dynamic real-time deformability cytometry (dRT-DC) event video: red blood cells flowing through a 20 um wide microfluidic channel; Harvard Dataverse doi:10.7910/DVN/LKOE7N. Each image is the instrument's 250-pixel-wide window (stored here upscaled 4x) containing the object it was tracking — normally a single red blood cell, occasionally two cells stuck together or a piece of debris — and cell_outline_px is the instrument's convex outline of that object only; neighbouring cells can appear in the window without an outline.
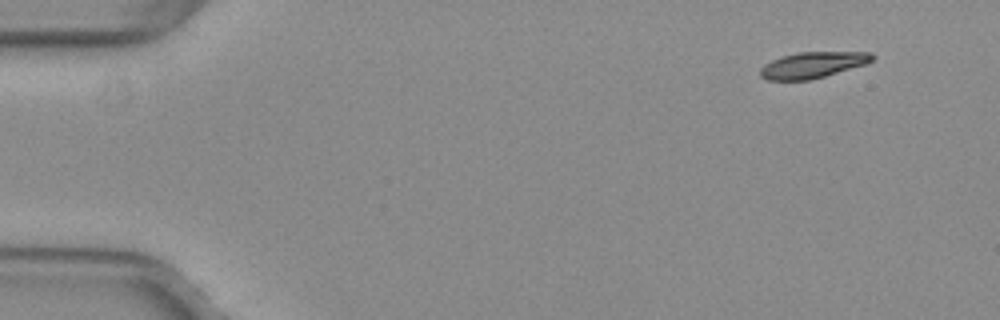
{"species": "common noctule bat (a hibernating species)", "species_latin": "Nyctalus noctula", "temperature_condition": "warm", "stored_images_in_passage": 49, "camera_frame_rate_fps": 3000, "um_per_image_px": 0.085, "animal": {"sex": "female", "body_mass_g": 29.2, "forearm_length_mm": 56.3}, "frame": {"image": 1, "passage_image": 1, "time_ms": 0.0, "image_size_px": [1000, 320], "cell_outline_px": [[876, 56], [872, 60], [864, 64], [824, 76], [808, 80], [768, 80], [760, 76], [760, 68], [764, 64], [780, 56], [800, 52], [872, 52]], "centroid_in_image_um": [69.05, 5.51], "position_along_channel_um": 16.0, "area_um2": 16.88}}
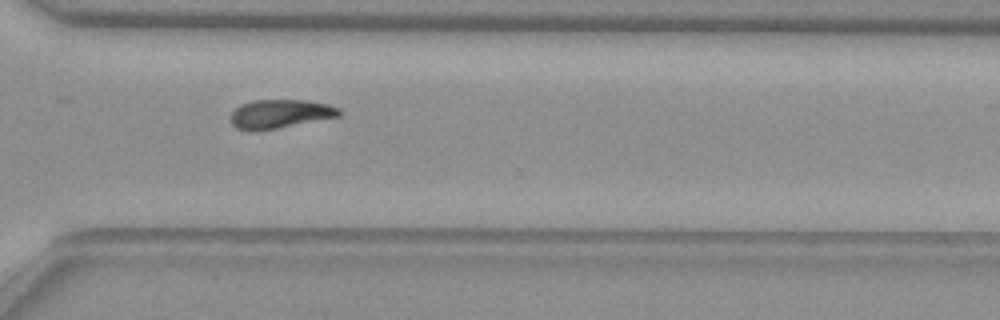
{"frame": {"image": 2, "passage_image": 35, "time_ms": 11.333, "image_size_px": [1000, 320], "cell_outline_px": [[340, 116], [276, 128], [236, 128], [232, 124], [232, 112], [240, 104], [252, 100], [308, 100], [328, 104], [340, 108]], "centroid_in_image_um": [23.86, 9.63], "position_along_channel_um": 346.7, "area_um2": 17.57}}
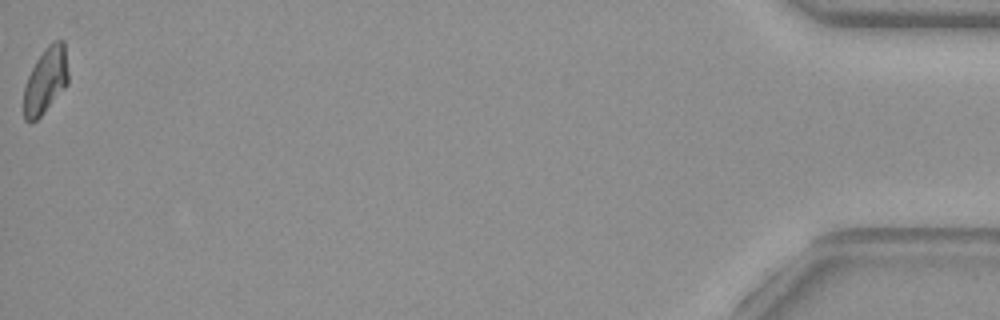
{"frame": {"image": 3, "passage_image": 49, "time_ms": 16.0, "image_size_px": [1000, 320], "cell_outline_px": [[68, 84], [44, 112], [36, 120], [28, 124], [24, 120], [24, 88], [28, 76], [36, 60], [44, 48], [52, 40], [64, 40], [68, 72]], "centroid_in_image_um": [3.88, 6.83], "position_along_channel_um": 431.3, "area_um2": 17.22}, "authors_computed_cell_mechanics": {"area_um2": 18.2648, "velocity_mm_per_s": 3.9844, "shape_relaxation_time_tau1_ms": 4.4427, "shape_relaxation_time_tau2_ms": null, "deformation_change_tau1": 0.1324, "deformation_change_tau2": null}}